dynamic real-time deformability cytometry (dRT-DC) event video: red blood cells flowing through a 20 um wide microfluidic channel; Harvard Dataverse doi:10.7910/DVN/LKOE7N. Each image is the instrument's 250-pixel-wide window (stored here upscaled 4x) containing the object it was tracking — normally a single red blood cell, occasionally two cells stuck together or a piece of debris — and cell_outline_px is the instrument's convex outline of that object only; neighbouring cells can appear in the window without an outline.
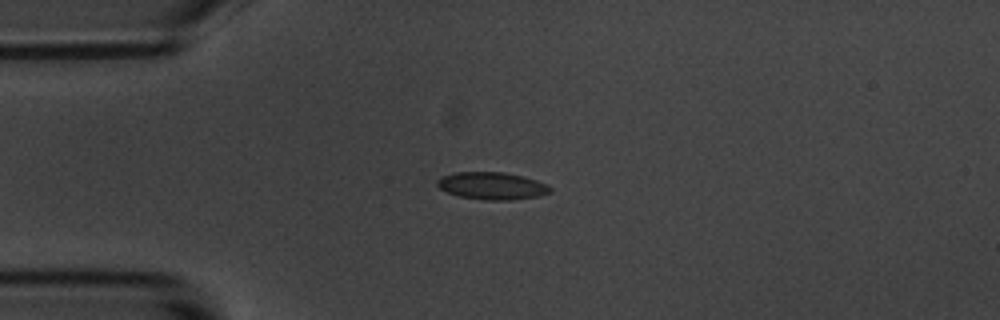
{"species": "common noctule bat (a hibernating species)", "species_latin": "Nyctalus noctula", "temperature_condition": "room temperature", "stored_images_in_passage": 12, "camera_frame_rate_fps": 3000, "um_per_image_px": 0.085, "animal": {"sex": "male", "body_mass_g": 20.1, "forearm_length_mm": 53.5}, "frame": {"image": 1, "passage_image": 3, "time_ms": 3.0, "image_size_px": [1000, 320], "cell_outline_px": [[552, 192], [536, 196], [512, 200], [484, 200], [460, 196], [448, 192], [440, 188], [436, 184], [436, 180], [440, 176], [456, 172], [504, 172], [536, 180], [548, 184], [552, 188]], "centroid_in_image_um": [41.81, 15.79], "position_along_channel_um": 43.2, "area_um2": 17.98}}
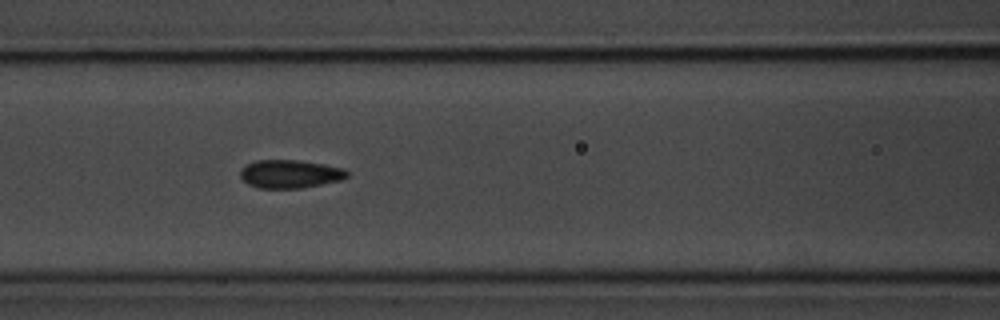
{"frame": {"image": 2, "passage_image": 6, "time_ms": 6.333, "image_size_px": [1000, 320], "cell_outline_px": [[348, 176], [340, 180], [300, 188], [256, 188], [248, 184], [240, 176], [240, 168], [244, 164], [256, 160], [296, 160], [324, 164], [344, 168], [348, 172]], "centroid_in_image_um": [24.6, 14.78], "position_along_channel_um": 142.0, "area_um2": 17.63}}
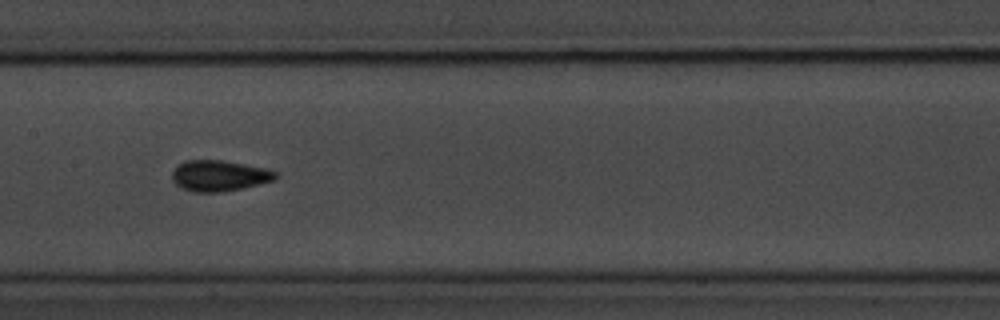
{"frame": {"image": 3, "passage_image": 7, "time_ms": 7.667, "image_size_px": [1000, 320], "cell_outline_px": [[276, 180], [244, 188], [224, 192], [192, 192], [180, 188], [172, 180], [172, 172], [184, 160], [220, 160], [244, 164], [264, 168], [276, 172]], "centroid_in_image_um": [18.62, 14.95], "position_along_channel_um": 188.8, "area_um2": 18.67}, "authors_computed_cell_mechanics": {"area_um2": 17.5423, "velocity_mm_per_s": 3.5174, "shape_relaxation_time_tau1_ms": 2.6414, "shape_relaxation_time_tau2_ms": 1.0034, "deformation_change_tau1": 0.1026, "deformation_change_tau2": 0.0804}}